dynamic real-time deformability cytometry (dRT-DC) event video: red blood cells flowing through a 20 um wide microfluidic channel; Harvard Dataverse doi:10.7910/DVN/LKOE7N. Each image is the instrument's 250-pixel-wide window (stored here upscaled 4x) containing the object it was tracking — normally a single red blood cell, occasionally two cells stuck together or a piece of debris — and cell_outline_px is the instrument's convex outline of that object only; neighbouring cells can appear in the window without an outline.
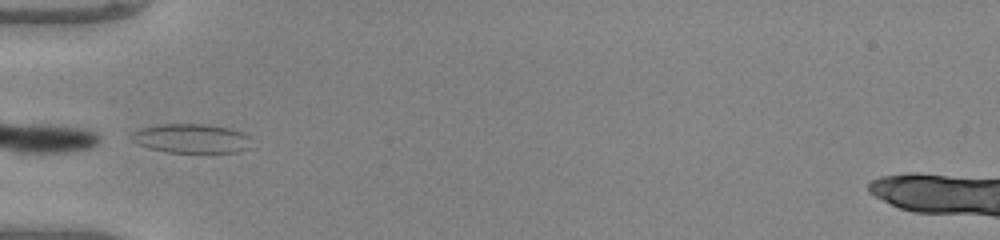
{"species": "common noctule bat (a hibernating species)", "species_latin": "Nyctalus noctula", "temperature_condition": "warm", "stored_images_in_passage": 34, "camera_frame_rate_fps": 3000, "um_per_image_px": 0.085, "animal": {"sex": "male", "body_mass_g": 20.0, "forearm_length_mm": 53.3}, "frame": {"image": 1, "passage_image": 1, "time_ms": 0.0, "image_size_px": [1000, 240], "cell_outline_px": [[248, 136], [244, 148], [232, 152], [168, 152], [152, 148], [140, 144], [136, 132], [144, 128], [164, 124], [200, 124], [228, 128], [240, 132]], "centroid_in_image_um": [16.31, 11.76], "position_along_channel_um": 68.7, "area_um2": 18.9}}